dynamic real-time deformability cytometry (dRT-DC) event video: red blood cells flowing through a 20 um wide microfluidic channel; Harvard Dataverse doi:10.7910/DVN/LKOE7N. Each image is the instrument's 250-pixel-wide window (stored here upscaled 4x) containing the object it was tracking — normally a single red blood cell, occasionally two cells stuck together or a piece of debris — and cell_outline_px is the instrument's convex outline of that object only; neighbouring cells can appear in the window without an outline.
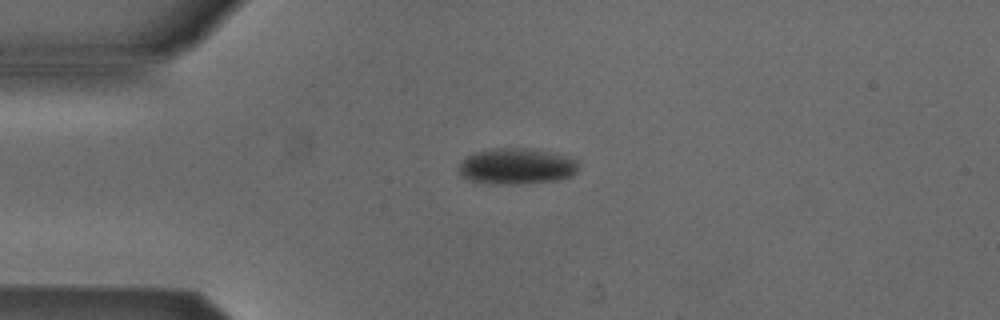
{"species": "Egyptian fruit bat (a non-hibernating species)", "species_latin": "Rousettus aegyptiacus", "temperature_condition": "cold", "stored_images_in_passage": 2, "camera_frame_rate_fps": 3000, "um_per_image_px": 0.085, "animal": {"sex": "male"}, "frame": {"image": 1, "passage_image": 1, "time_ms": 0.0, "image_size_px": [1000, 320], "cell_outline_px": [[580, 168], [572, 176], [556, 180], [520, 184], [508, 184], [468, 180], [460, 176], [456, 168], [472, 152], [488, 148], [528, 148], [548, 152], [564, 156], [576, 160]], "centroid_in_image_um": [43.88, 14.12], "position_along_channel_um": 41.1, "area_um2": 25.14}}